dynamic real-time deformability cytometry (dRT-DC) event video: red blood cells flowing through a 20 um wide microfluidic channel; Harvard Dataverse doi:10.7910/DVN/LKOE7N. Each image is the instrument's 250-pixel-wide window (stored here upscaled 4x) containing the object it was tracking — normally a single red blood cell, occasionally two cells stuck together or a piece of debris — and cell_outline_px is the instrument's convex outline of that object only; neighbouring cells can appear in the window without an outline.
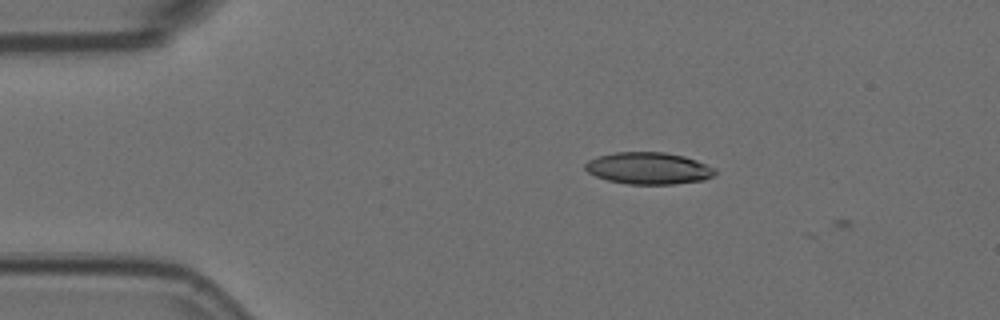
{"species": "Egyptian fruit bat (a non-hibernating species)", "species_latin": "Rousettus aegyptiacus", "temperature_condition": "room temperature", "stored_images_in_passage": 3, "camera_frame_rate_fps": 3000, "um_per_image_px": 0.085, "animal": {"sex": "female"}, "frame": {"image": 1, "passage_image": 2, "time_ms": 0.333, "image_size_px": [1000, 320], "cell_outline_px": [[716, 176], [704, 180], [672, 184], [628, 184], [608, 180], [596, 176], [588, 172], [584, 168], [584, 164], [588, 160], [596, 156], [616, 152], [664, 152], [684, 156], [696, 160], [716, 168]], "centroid_in_image_um": [55.14, 14.3], "position_along_channel_um": 29.9, "area_um2": 24.28}}